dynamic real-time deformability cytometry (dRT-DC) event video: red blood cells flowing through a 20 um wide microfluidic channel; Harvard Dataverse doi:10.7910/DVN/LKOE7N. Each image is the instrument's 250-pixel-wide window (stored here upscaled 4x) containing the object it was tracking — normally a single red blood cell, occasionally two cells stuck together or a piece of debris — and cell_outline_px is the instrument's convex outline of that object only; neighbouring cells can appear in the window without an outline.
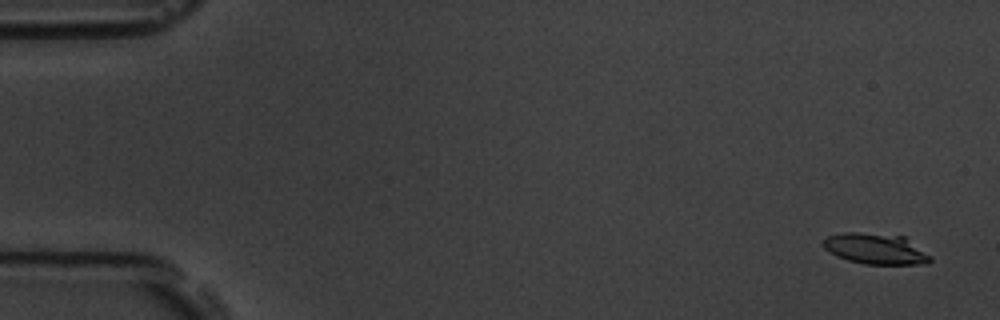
{"species": "common noctule bat (a hibernating species)", "species_latin": "Nyctalus noctula", "temperature_condition": "room temperature", "stored_images_in_passage": 4, "camera_frame_rate_fps": 3000, "um_per_image_px": 0.085, "animal": {"sex": "male", "body_mass_g": 19.5, "forearm_length_mm": 54.6}, "frame": {"image": 1, "passage_image": 1, "time_ms": 0.0, "image_size_px": [1000, 320], "cell_outline_px": [[932, 260], [928, 264], [864, 264], [848, 260], [836, 256], [828, 252], [824, 248], [824, 240], [828, 236], [844, 232], [860, 232], [904, 236], [932, 256]], "centroid_in_image_um": [74.45, 21.15], "position_along_channel_um": 10.6, "area_um2": 19.31}}